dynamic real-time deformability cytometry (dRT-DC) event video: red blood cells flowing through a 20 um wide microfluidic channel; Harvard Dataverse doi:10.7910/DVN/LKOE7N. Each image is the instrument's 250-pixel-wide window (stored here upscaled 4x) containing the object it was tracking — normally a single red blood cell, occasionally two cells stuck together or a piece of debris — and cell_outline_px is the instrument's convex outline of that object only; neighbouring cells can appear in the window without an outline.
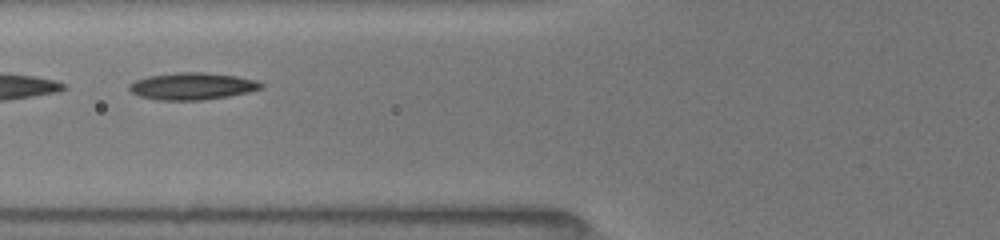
{"species": "common noctule bat (a hibernating species)", "species_latin": "Nyctalus noctula", "temperature_condition": "room temperature", "stored_images_in_passage": 6, "camera_frame_rate_fps": 3000, "um_per_image_px": 0.085, "animal": {"sex": "female", "body_mass_g": 19.5, "forearm_length_mm": 54.1}, "frame": {"image": 1, "passage_image": 5, "time_ms": 3.0, "image_size_px": [1000, 240], "cell_outline_px": [[264, 88], [248, 92], [228, 96], [204, 100], [156, 100], [140, 96], [132, 92], [128, 88], [128, 84], [136, 80], [148, 76], [176, 72], [204, 72], [236, 76], [256, 80], [264, 84]], "centroid_in_image_um": [16.34, 7.32], "position_along_channel_um": 109.5, "area_um2": 20.87}}